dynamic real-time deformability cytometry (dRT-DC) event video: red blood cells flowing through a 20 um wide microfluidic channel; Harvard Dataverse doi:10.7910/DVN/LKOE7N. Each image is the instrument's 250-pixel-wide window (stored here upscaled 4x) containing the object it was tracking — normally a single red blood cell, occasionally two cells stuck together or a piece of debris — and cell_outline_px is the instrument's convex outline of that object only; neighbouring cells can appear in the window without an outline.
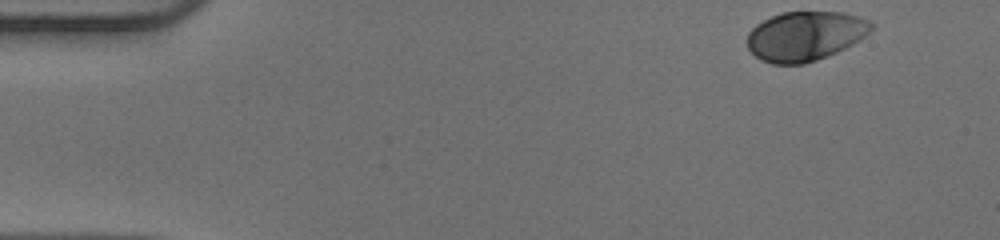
{"species": "human", "species_latin": "Homo sapiens", "temperature_condition": "warm", "stored_images_in_passage": 48, "camera_frame_rate_fps": 3000, "um_per_image_px": 0.085, "donor": {"sex": "male"}, "frame": {"image": 1, "passage_image": 1, "time_ms": 0.0, "image_size_px": [1000, 240], "cell_outline_px": [[876, 24], [860, 40], [836, 52], [816, 60], [804, 64], [772, 64], [760, 60], [748, 48], [748, 32], [756, 24], [780, 12], [844, 12], [860, 16]], "centroid_in_image_um": [68.45, 3.05], "position_along_channel_um": 16.6, "area_um2": 35.78}}
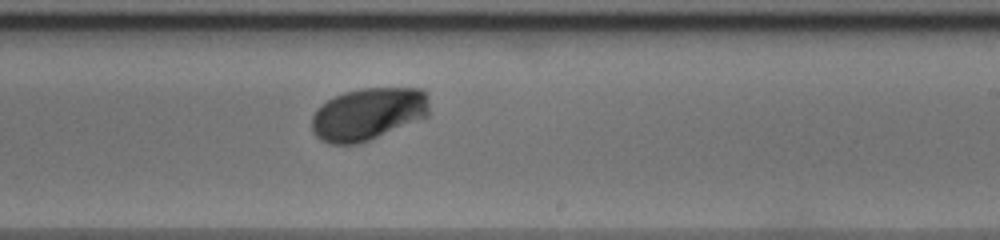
{"frame": {"image": 2, "passage_image": 28, "time_ms": 9.0, "image_size_px": [1000, 240], "cell_outline_px": [[428, 116], [368, 140], [356, 144], [328, 144], [320, 140], [312, 132], [312, 116], [316, 108], [320, 104], [344, 92], [360, 88], [420, 88], [428, 92]], "centroid_in_image_um": [31.26, 9.68], "position_along_channel_um": 257.7, "area_um2": 35.95}}
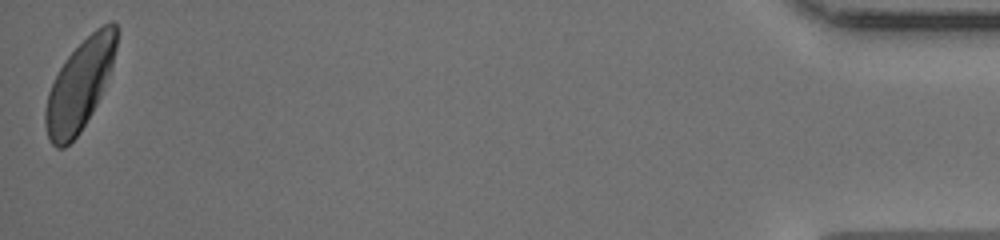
{"frame": {"image": 3, "passage_image": 48, "time_ms": 15.667, "image_size_px": [1000, 240], "cell_outline_px": [[116, 48], [112, 68], [100, 96], [92, 112], [80, 132], [64, 148], [56, 148], [48, 140], [44, 124], [44, 112], [48, 92], [60, 68], [68, 56], [96, 28], [112, 20], [116, 24]], "centroid_in_image_um": [6.76, 7.27], "position_along_channel_um": 428.4, "area_um2": 36.88}, "authors_computed_cell_mechanics": {"area_um2": 35.9516, "velocity_mm_per_s": 3.9439, "shape_relaxation_time_tau1_ms": 2.1485, "shape_relaxation_time_tau2_ms": null, "deformation_change_tau1": 0.1557, "deformation_change_tau2": null}}